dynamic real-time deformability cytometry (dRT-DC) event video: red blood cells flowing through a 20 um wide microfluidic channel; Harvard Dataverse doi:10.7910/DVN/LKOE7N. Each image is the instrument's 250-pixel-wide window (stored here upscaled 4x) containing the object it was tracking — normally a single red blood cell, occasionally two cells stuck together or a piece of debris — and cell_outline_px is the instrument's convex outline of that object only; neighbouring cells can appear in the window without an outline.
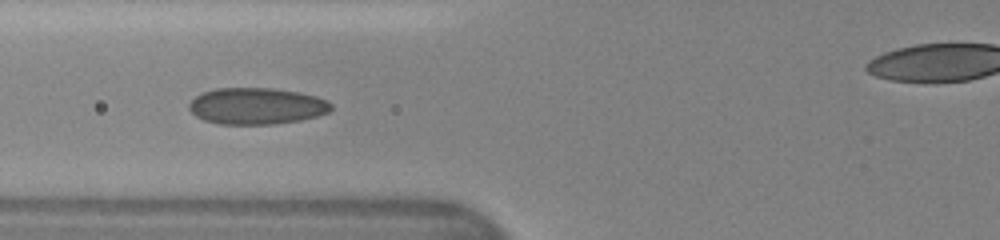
{"species": "human", "species_latin": "Homo sapiens", "temperature_condition": "cold", "stored_images_in_passage": 6, "camera_frame_rate_fps": 3000, "um_per_image_px": 0.085, "donor": {"sex": "female"}, "frame": {"image": 1, "passage_image": 4, "time_ms": 3.0, "image_size_px": [1000, 240], "cell_outline_px": [[332, 108], [328, 112], [316, 116], [300, 120], [272, 124], [220, 124], [204, 120], [196, 116], [188, 108], [188, 104], [196, 96], [204, 92], [216, 88], [272, 88], [300, 92], [316, 96], [328, 100], [332, 104]], "centroid_in_image_um": [21.82, 9.01], "position_along_channel_um": 104.0, "area_um2": 30.23}}
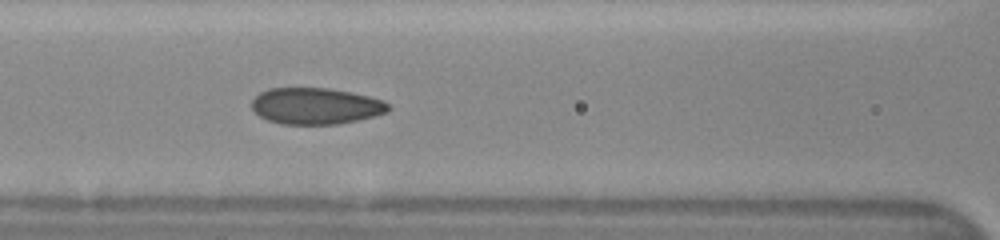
{"frame": {"image": 2, "passage_image": 5, "time_ms": 4.0, "image_size_px": [1000, 240], "cell_outline_px": [[392, 108], [388, 112], [376, 116], [336, 124], [280, 124], [268, 120], [260, 116], [252, 108], [252, 100], [260, 92], [268, 88], [328, 88], [368, 96], [384, 100]], "centroid_in_image_um": [26.85, 9.01], "position_along_channel_um": 139.7, "area_um2": 28.96}}
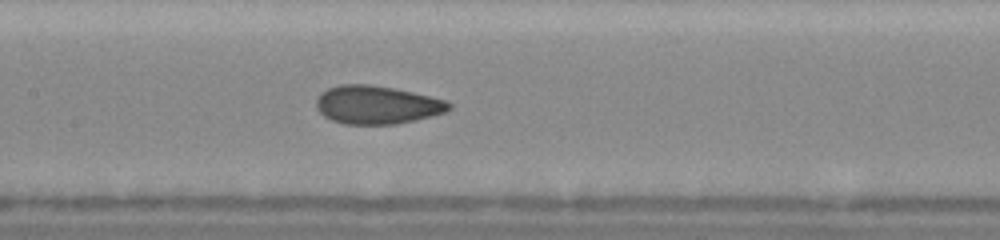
{"frame": {"image": 3, "passage_image": 6, "time_ms": 5.0, "image_size_px": [1000, 240], "cell_outline_px": [[452, 108], [444, 112], [416, 120], [396, 124], [344, 124], [332, 120], [324, 116], [316, 108], [316, 100], [328, 88], [340, 84], [372, 84], [412, 92], [444, 100], [452, 104]], "centroid_in_image_um": [32.03, 8.91], "position_along_channel_um": 175.4, "area_um2": 29.36}}